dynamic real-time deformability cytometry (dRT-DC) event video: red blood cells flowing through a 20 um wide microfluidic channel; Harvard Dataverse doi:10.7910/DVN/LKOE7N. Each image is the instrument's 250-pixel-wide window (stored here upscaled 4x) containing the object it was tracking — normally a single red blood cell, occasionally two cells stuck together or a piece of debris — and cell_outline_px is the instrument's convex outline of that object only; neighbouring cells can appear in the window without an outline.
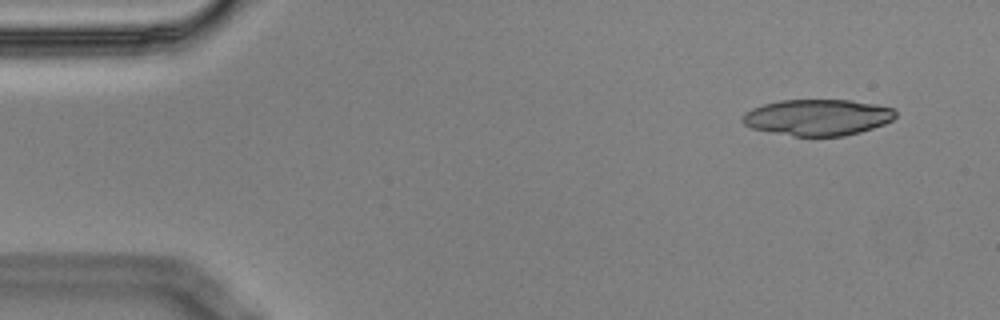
{"species": "Egyptian fruit bat (a non-hibernating species)", "species_latin": "Rousettus aegyptiacus", "temperature_condition": "cold", "stored_images_in_passage": 4, "camera_frame_rate_fps": 3000, "um_per_image_px": 0.085, "animal": {"sex": "male"}, "frame": {"image": 1, "passage_image": 1, "time_ms": 0.0, "image_size_px": [1000, 320], "cell_outline_px": [[896, 116], [892, 120], [884, 124], [860, 132], [844, 136], [792, 136], [752, 128], [744, 124], [740, 120], [744, 112], [752, 108], [764, 104], [780, 100], [852, 100], [876, 104], [892, 108], [896, 112]], "centroid_in_image_um": [69.48, 9.97], "position_along_channel_um": 15.5, "area_um2": 32.37}}